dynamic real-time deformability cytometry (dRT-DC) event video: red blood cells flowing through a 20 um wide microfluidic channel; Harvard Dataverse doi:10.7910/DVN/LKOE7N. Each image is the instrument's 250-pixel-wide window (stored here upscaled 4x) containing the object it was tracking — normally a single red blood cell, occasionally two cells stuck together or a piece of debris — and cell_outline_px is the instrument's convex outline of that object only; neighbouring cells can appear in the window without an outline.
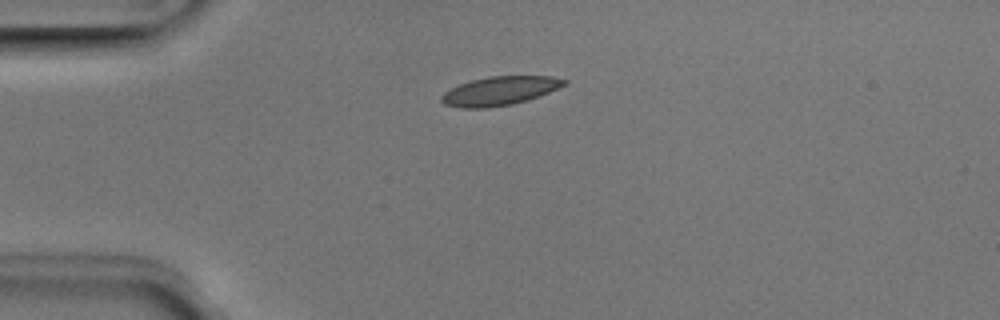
{"species": "Egyptian fruit bat (a non-hibernating species)", "species_latin": "Rousettus aegyptiacus", "temperature_condition": "room temperature", "stored_images_in_passage": 5, "camera_frame_rate_fps": 3000, "um_per_image_px": 0.085, "animal": {"sex": "male"}, "frame": {"image": 1, "passage_image": 5, "time_ms": 1.333, "image_size_px": [1000, 320], "cell_outline_px": [[568, 84], [528, 100], [512, 104], [488, 108], [460, 108], [444, 104], [440, 100], [440, 96], [444, 92], [460, 84], [472, 80], [488, 76], [552, 76], [568, 80]], "centroid_in_image_um": [42.47, 7.73], "position_along_channel_um": 42.5, "area_um2": 20.63}}